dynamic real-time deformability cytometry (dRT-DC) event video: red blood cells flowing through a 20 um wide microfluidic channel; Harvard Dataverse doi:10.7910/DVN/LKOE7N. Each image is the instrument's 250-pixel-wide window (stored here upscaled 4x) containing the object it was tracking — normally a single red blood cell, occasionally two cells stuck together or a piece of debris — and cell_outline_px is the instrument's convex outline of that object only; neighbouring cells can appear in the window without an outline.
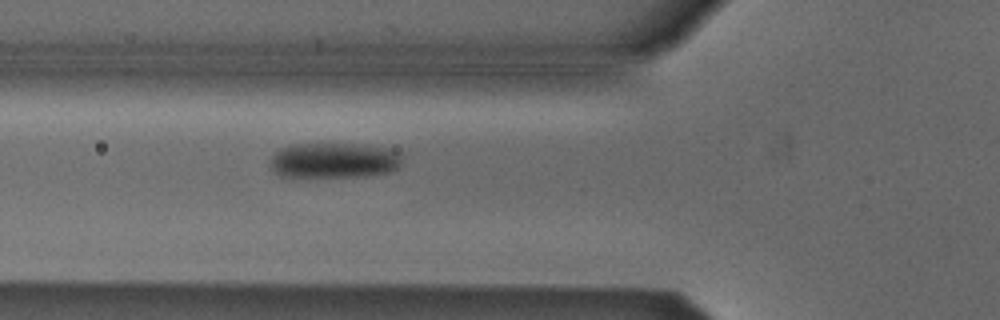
{"species": "Egyptian fruit bat (a non-hibernating species)", "species_latin": "Rousettus aegyptiacus", "temperature_condition": "cold", "stored_images_in_passage": 6, "camera_frame_rate_fps": 3000, "um_per_image_px": 0.085, "animal": {"sex": "male"}, "frame": {"image": 1, "passage_image": 6, "time_ms": 6.0, "image_size_px": [1000, 320], "cell_outline_px": [[400, 168], [392, 172], [368, 176], [280, 176], [272, 168], [272, 156], [280, 148], [292, 144], [356, 144], [388, 148], [400, 152]], "centroid_in_image_um": [28.45, 13.63], "position_along_channel_um": 97.4, "area_um2": 27.05}}